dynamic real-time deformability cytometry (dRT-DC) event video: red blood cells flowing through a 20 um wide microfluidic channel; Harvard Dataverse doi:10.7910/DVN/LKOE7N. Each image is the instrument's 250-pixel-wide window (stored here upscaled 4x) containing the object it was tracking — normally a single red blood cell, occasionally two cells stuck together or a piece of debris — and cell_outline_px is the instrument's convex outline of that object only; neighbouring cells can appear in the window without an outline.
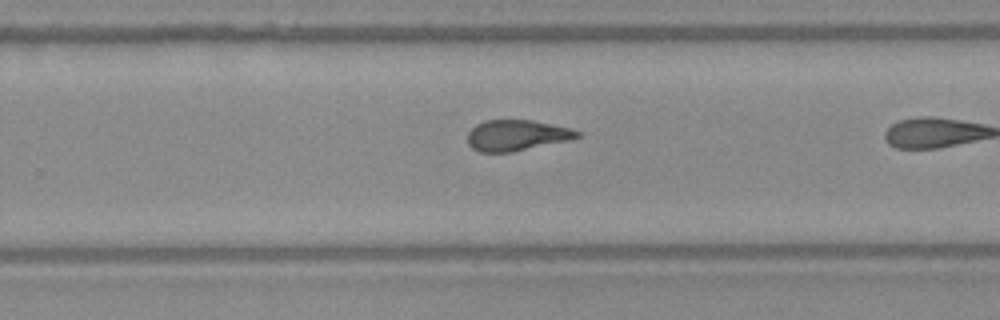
{"species": "Egyptian fruit bat (a non-hibernating species)", "species_latin": "Rousettus aegyptiacus", "temperature_condition": "warm", "stored_images_in_passage": 14, "camera_frame_rate_fps": 3000, "um_per_image_px": 0.085, "frame": {"image": 1, "passage_image": 12, "time_ms": 3.667, "image_size_px": [1000, 320], "cell_outline_px": [[584, 136], [568, 140], [512, 152], [480, 152], [472, 148], [468, 144], [468, 132], [476, 124], [484, 120], [532, 120], [572, 128], [584, 132]], "centroid_in_image_um": [43.96, 11.49], "position_along_channel_um": 285.8, "area_um2": 19.88}}